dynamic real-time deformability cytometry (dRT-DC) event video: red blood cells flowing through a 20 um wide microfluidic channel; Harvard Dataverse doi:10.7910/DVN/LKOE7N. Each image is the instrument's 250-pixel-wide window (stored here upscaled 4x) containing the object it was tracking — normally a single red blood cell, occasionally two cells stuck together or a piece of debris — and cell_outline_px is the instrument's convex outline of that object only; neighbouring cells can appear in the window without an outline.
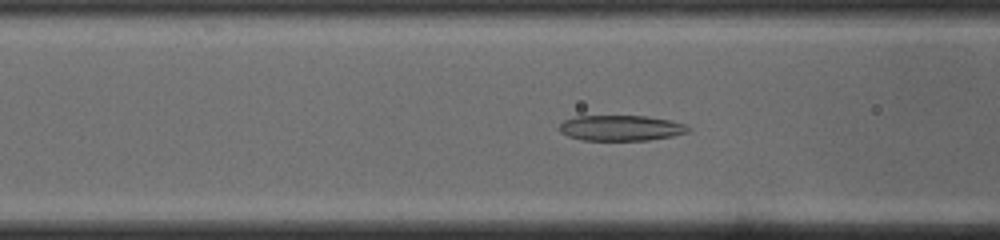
{"species": "common noctule bat (a hibernating species)", "species_latin": "Nyctalus noctula", "temperature_condition": "cold", "stored_images_in_passage": 47, "camera_frame_rate_fps": 3000, "um_per_image_px": 0.085, "animal": {"sex": "male", "body_mass_g": 19.0, "forearm_length_mm": 50.8}, "frame": {"image": 1, "passage_image": 15, "time_ms": 4.667, "image_size_px": [1000, 240], "cell_outline_px": [[692, 132], [672, 136], [648, 140], [584, 140], [568, 136], [560, 132], [560, 124], [564, 120], [576, 116], [644, 116], [668, 120], [688, 124], [692, 128]], "centroid_in_image_um": [52.84, 10.88], "position_along_channel_um": 113.8, "area_um2": 19.25}}
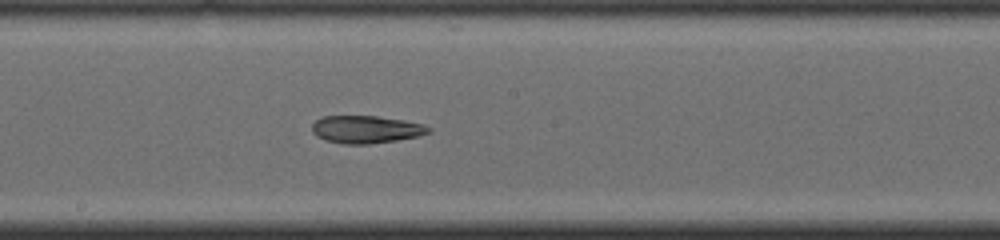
{"frame": {"image": 2, "passage_image": 23, "time_ms": 7.333, "image_size_px": [1000, 240], "cell_outline_px": [[432, 132], [416, 136], [396, 140], [368, 144], [344, 144], [324, 140], [316, 136], [312, 132], [312, 124], [316, 120], [324, 116], [376, 116], [404, 120], [424, 124], [432, 128]], "centroid_in_image_um": [31.11, 11.0], "position_along_channel_um": 217.1, "area_um2": 18.79}}
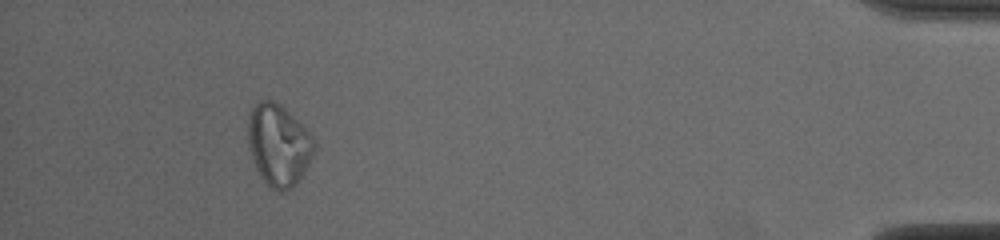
{"frame": {"image": 3, "passage_image": 43, "time_ms": 14.0, "image_size_px": [1000, 240], "cell_outline_px": [[316, 148], [304, 172], [296, 184], [292, 188], [284, 192], [280, 192], [272, 188], [260, 176], [256, 168], [248, 144], [248, 124], [252, 108], [260, 100], [272, 100], [280, 104], [312, 136], [316, 144]], "centroid_in_image_um": [23.68, 12.35], "position_along_channel_um": 411.5, "area_um2": 31.1}}